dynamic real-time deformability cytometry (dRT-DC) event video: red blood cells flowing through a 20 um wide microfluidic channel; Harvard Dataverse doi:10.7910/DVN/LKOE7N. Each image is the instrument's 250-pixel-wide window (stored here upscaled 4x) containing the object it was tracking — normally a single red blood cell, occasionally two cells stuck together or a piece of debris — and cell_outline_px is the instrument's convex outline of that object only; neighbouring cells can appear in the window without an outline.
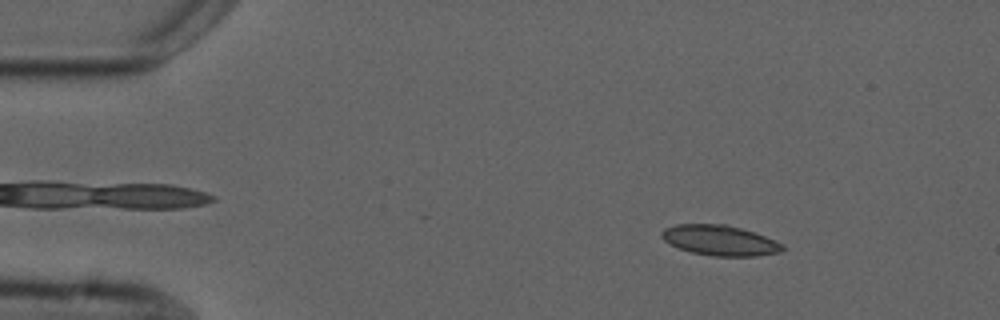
{"species": "common noctule bat (a hibernating species)", "species_latin": "Nyctalus noctula", "temperature_condition": "cold", "stored_images_in_passage": 5, "camera_frame_rate_fps": 3000, "um_per_image_px": 0.085, "animal": {"sex": "male", "forearm_length_mm": 52.5}, "frame": {"image": 1, "passage_image": 2, "time_ms": 1.333, "image_size_px": [1000, 320], "cell_outline_px": [[784, 248], [780, 252], [756, 256], [712, 256], [692, 252], [680, 248], [664, 240], [660, 236], [660, 232], [664, 228], [676, 224], [728, 224], [776, 240], [784, 244]], "centroid_in_image_um": [61.19, 20.42], "position_along_channel_um": 23.8, "area_um2": 21.27}}
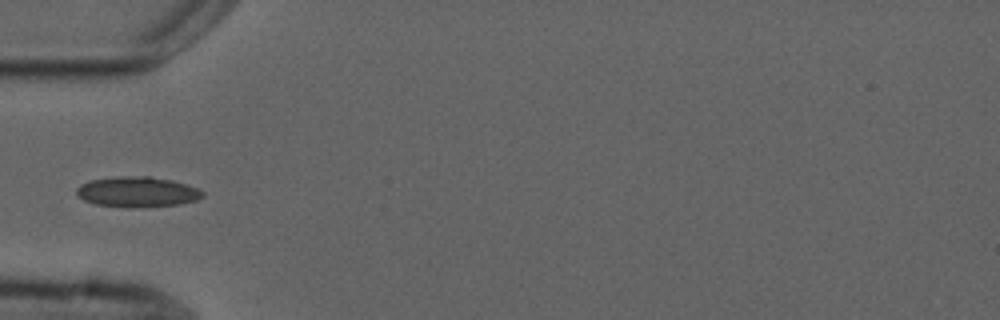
{"frame": {"image": 2, "passage_image": 5, "time_ms": 4.667, "image_size_px": [1000, 320], "cell_outline_px": [[204, 196], [196, 200], [180, 204], [140, 208], [136, 208], [96, 204], [84, 200], [76, 196], [76, 188], [80, 184], [88, 180], [116, 176], [148, 176], [172, 180], [196, 188], [204, 192]], "centroid_in_image_um": [11.63, 16.31], "position_along_channel_um": 73.4, "area_um2": 22.48}}